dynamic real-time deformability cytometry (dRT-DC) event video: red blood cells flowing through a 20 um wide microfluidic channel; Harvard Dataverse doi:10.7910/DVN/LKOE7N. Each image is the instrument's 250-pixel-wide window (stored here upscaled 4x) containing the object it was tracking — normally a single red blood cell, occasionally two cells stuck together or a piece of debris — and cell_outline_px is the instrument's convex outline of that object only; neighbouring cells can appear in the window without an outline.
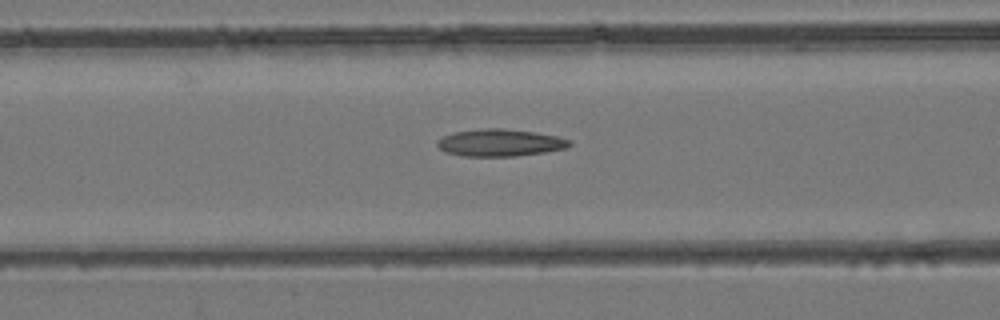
{"species": "common noctule bat (a hibernating species)", "species_latin": "Nyctalus noctula", "temperature_condition": "room temperature", "stored_images_in_passage": 45, "camera_frame_rate_fps": 3000, "um_per_image_px": 0.085, "animal": {"sex": "female", "body_mass_g": 24.6, "forearm_length_mm": 56.2}, "frame": {"image": 1, "passage_image": 18, "time_ms": 5.667, "image_size_px": [1000, 320], "cell_outline_px": [[572, 144], [568, 148], [544, 152], [516, 156], [460, 156], [444, 152], [436, 144], [436, 140], [452, 132], [484, 128], [504, 128], [536, 132], [560, 136], [572, 140]], "centroid_in_image_um": [42.52, 12.12], "position_along_channel_um": 124.1, "area_um2": 21.33}}
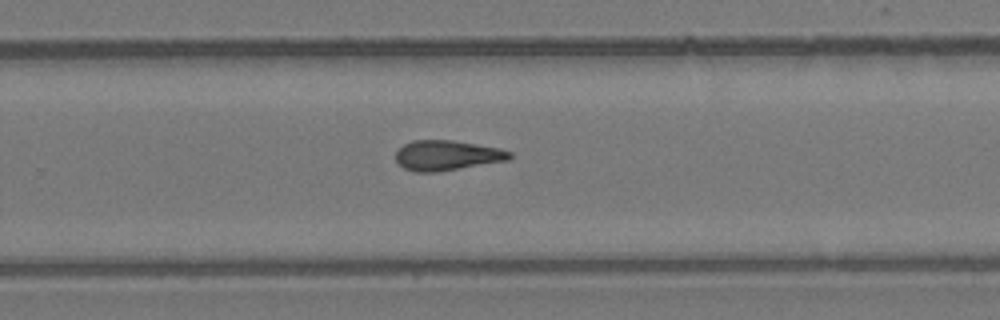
{"frame": {"image": 2, "passage_image": 29, "time_ms": 9.333, "image_size_px": [1000, 320], "cell_outline_px": [[512, 156], [508, 160], [436, 172], [416, 172], [404, 168], [396, 160], [396, 152], [404, 144], [412, 140], [452, 140], [500, 148], [512, 152]], "centroid_in_image_um": [37.99, 13.2], "position_along_channel_um": 291.8, "area_um2": 19.83}}
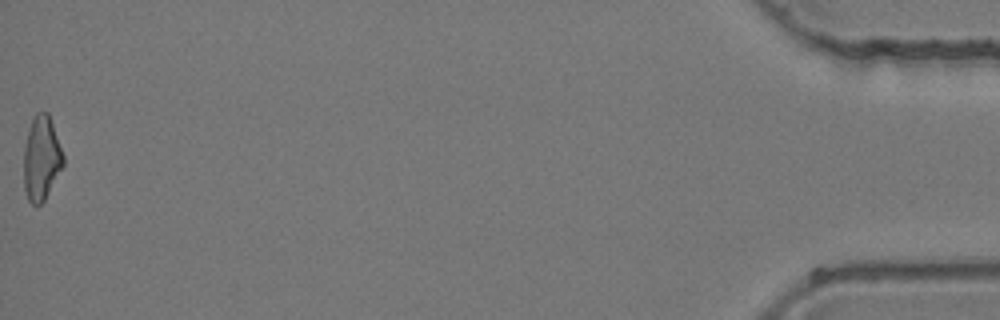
{"frame": {"image": 3, "passage_image": 45, "time_ms": 14.667, "image_size_px": [1000, 320], "cell_outline_px": [[64, 164], [44, 200], [40, 204], [32, 204], [28, 200], [24, 188], [24, 148], [28, 132], [32, 120], [36, 112], [48, 112], [64, 156]], "centroid_in_image_um": [3.52, 13.45], "position_along_channel_um": 431.7, "area_um2": 19.13}}